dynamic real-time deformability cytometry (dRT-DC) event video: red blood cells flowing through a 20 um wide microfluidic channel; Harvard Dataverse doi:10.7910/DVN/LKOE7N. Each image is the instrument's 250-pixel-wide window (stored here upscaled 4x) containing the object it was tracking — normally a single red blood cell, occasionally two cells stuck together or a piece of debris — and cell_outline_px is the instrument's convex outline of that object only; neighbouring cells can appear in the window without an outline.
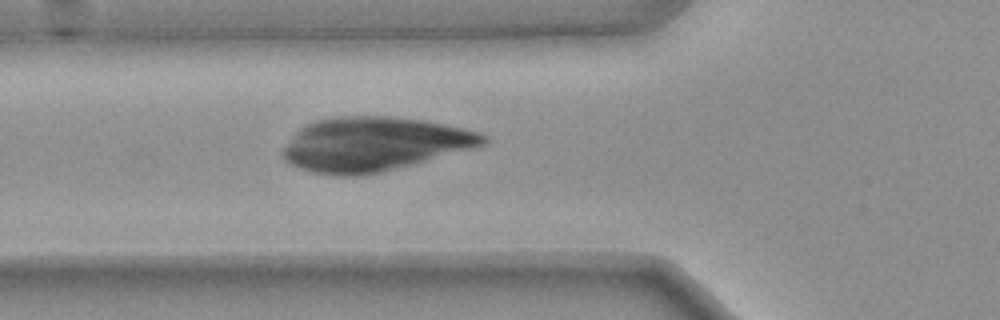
{"species": "common noctule bat (a hibernating species)", "species_latin": "Nyctalus noctula", "temperature_condition": "warm", "stored_images_in_passage": 34, "camera_frame_rate_fps": 3000, "um_per_image_px": 0.085, "animal": {"sex": "female", "body_mass_g": 25.1}, "frame": {"image": 1, "passage_image": 7, "time_ms": 2.0, "image_size_px": [1000, 320], "cell_outline_px": [[472, 140], [368, 168], [328, 168], [304, 160], [296, 156], [364, 124], [400, 124], [436, 128], [456, 132], [472, 136]], "centroid_in_image_um": [32.34, 12.36], "position_along_channel_um": 93.5, "area_um2": 33.76}}
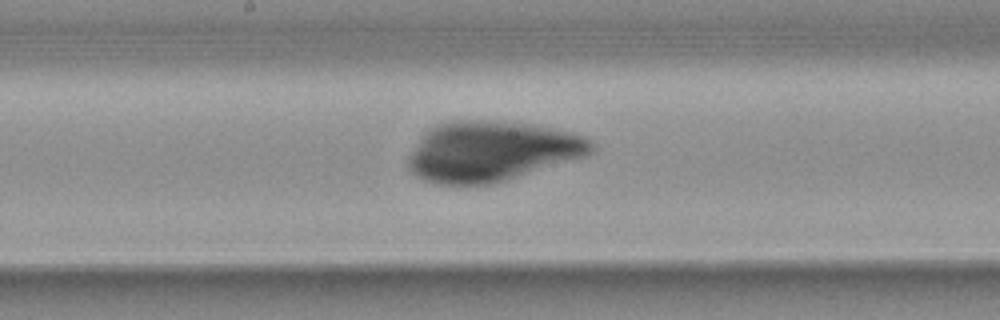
{"frame": {"image": 2, "passage_image": 16, "time_ms": 5.0, "image_size_px": [1000, 320], "cell_outline_px": [[572, 144], [568, 148], [484, 176], [452, 176], [436, 172], [428, 168], [424, 164], [424, 160], [480, 136], [516, 136], [560, 140]], "centroid_in_image_um": [41.82, 13.16], "position_along_channel_um": 206.4, "area_um2": 26.53}}
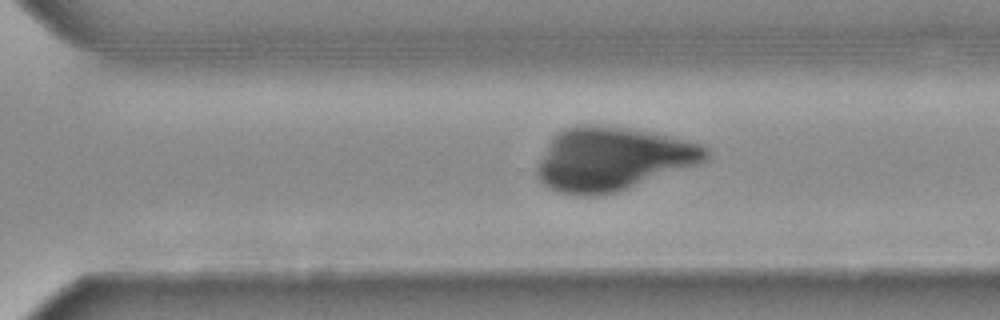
{"frame": {"image": 3, "passage_image": 25, "time_ms": 8.0, "image_size_px": [1000, 320], "cell_outline_px": [[696, 152], [688, 156], [612, 184], [568, 184], [556, 180], [548, 172], [552, 168], [608, 140], [636, 140], [684, 148]], "centroid_in_image_um": [52.39, 13.76], "position_along_channel_um": 318.2, "area_um2": 28.21}}